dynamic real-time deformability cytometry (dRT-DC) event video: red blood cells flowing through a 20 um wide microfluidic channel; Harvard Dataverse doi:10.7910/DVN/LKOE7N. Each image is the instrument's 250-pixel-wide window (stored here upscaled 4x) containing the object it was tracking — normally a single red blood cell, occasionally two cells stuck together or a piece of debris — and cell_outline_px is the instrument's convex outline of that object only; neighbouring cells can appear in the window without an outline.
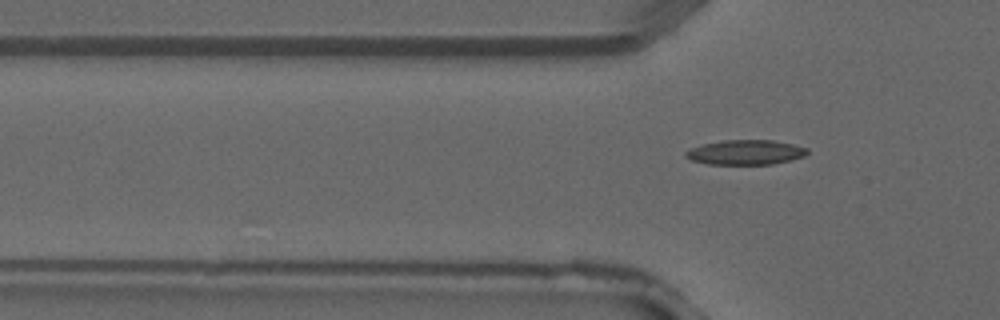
{"species": "common noctule bat (a hibernating species)", "species_latin": "Nyctalus noctula", "temperature_condition": "warm", "stored_images_in_passage": 5, "segment_of_instrument_passage": [2, 2], "camera_frame_rate_fps": 3000, "um_per_image_px": 0.085, "animal": {"sex": "male", "forearm_length_mm": 52.5}, "frame": {"image": 1, "passage_image": 5, "time_ms": 1.333, "image_size_px": [1000, 320], "cell_outline_px": [[808, 152], [804, 156], [792, 160], [772, 164], [708, 164], [692, 160], [684, 156], [684, 152], [688, 148], [704, 144], [724, 140], [772, 140], [792, 144], [808, 148]], "centroid_in_image_um": [63.36, 12.95], "position_along_channel_um": 62.4, "area_um2": 17.57}}